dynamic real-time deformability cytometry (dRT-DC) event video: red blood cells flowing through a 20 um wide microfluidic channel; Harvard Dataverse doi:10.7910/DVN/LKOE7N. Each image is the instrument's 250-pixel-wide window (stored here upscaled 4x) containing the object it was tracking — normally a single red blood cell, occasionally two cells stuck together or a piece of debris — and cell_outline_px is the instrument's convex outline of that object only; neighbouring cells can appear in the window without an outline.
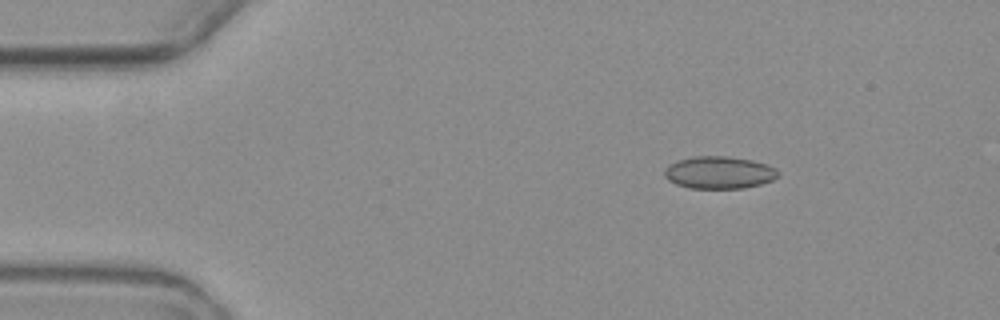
{"species": "common noctule bat (a hibernating species)", "species_latin": "Nyctalus noctula", "temperature_condition": "warm", "stored_images_in_passage": 2, "camera_frame_rate_fps": 3000, "um_per_image_px": 0.085, "animal": {"sex": "female", "body_mass_g": 19.3, "forearm_length_mm": 54.1}, "frame": {"image": 1, "passage_image": 1, "time_ms": 0.0, "image_size_px": [1000, 320], "cell_outline_px": [[780, 172], [772, 180], [760, 184], [740, 188], [688, 188], [676, 184], [668, 180], [664, 176], [664, 168], [680, 160], [692, 156], [728, 156], [752, 160], [776, 168]], "centroid_in_image_um": [61.1, 14.66], "position_along_channel_um": 23.9, "area_um2": 21.27}}